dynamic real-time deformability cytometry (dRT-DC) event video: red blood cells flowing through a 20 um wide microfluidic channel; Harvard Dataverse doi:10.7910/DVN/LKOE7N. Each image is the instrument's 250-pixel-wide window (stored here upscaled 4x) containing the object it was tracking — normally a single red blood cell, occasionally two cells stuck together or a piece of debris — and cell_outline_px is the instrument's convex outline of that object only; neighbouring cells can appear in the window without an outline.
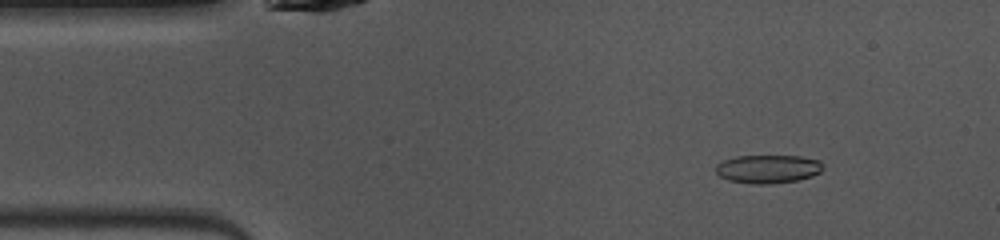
{"species": "common noctule bat (a hibernating species)", "species_latin": "Nyctalus noctula", "temperature_condition": "warm", "stored_images_in_passage": 46, "camera_frame_rate_fps": 3000, "um_per_image_px": 0.085, "animal": {"sex": "female", "body_mass_g": 10.0, "forearm_length_mm": 53.1}, "frame": {"image": 1, "passage_image": 4, "time_ms": 1.0, "image_size_px": [1000, 240], "cell_outline_px": [[824, 168], [820, 172], [812, 176], [796, 180], [768, 184], [752, 184], [728, 180], [720, 176], [716, 172], [716, 164], [724, 160], [736, 156], [800, 156], [820, 160]], "centroid_in_image_um": [65.28, 14.36], "position_along_channel_um": 19.7, "area_um2": 17.74}}
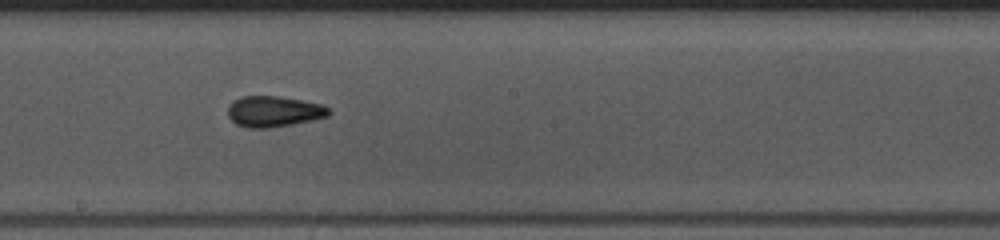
{"frame": {"image": 2, "passage_image": 23, "time_ms": 7.333, "image_size_px": [1000, 240], "cell_outline_px": [[332, 112], [328, 116], [312, 120], [292, 124], [268, 128], [248, 128], [236, 124], [228, 116], [228, 104], [232, 100], [240, 96], [280, 96], [324, 104]], "centroid_in_image_um": [23.26, 9.46], "position_along_channel_um": 224.9, "area_um2": 18.38}}
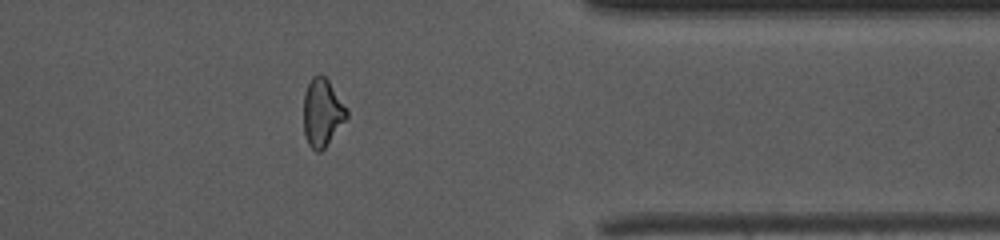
{"frame": {"image": 3, "passage_image": 36, "time_ms": 11.667, "image_size_px": [1000, 240], "cell_outline_px": [[348, 116], [324, 148], [320, 152], [316, 152], [308, 144], [304, 136], [304, 92], [312, 76], [320, 72], [328, 80], [348, 108]], "centroid_in_image_um": [27.39, 9.54], "position_along_channel_um": 384.0, "area_um2": 17.11}, "authors_computed_cell_mechanics": {"area_um2": 17.7157, "velocity_mm_per_s": 4.0823, "shape_relaxation_time_tau1_ms": null, "shape_relaxation_time_tau2_ms": 1.6843, "deformation_change_tau1": null, "deformation_change_tau2": 0.0853}}